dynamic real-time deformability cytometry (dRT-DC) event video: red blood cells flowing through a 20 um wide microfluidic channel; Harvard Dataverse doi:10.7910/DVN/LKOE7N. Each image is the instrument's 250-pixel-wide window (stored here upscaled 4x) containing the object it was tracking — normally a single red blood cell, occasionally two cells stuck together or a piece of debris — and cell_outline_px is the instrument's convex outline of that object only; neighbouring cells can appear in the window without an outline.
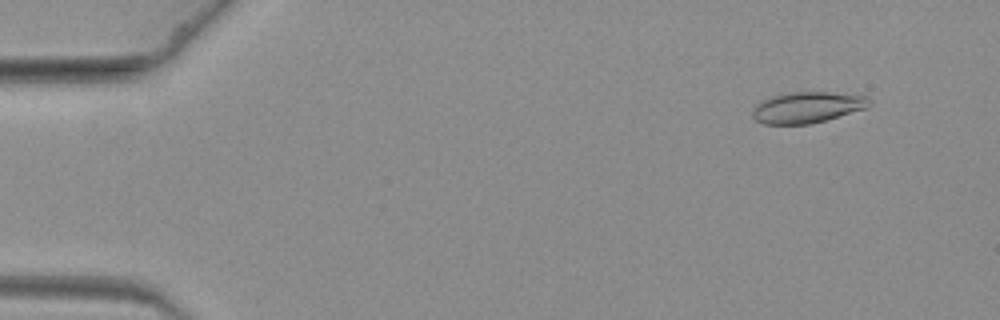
{"species": "common noctule bat (a hibernating species)", "species_latin": "Nyctalus noctula", "temperature_condition": "warm", "stored_images_in_passage": 65, "camera_frame_rate_fps": 3000, "um_per_image_px": 0.085, "animal": {"sex": "female", "body_mass_g": 19.3, "forearm_length_mm": 54.1}, "frame": {"image": 1, "passage_image": 6, "time_ms": 1.667, "image_size_px": [1000, 320], "cell_outline_px": [[872, 104], [868, 108], [812, 124], [764, 124], [756, 120], [752, 116], [752, 112], [756, 104], [760, 100], [772, 96], [788, 92], [828, 92], [868, 96], [872, 100]], "centroid_in_image_um": [68.64, 9.12], "position_along_channel_um": 16.4, "area_um2": 21.44}}
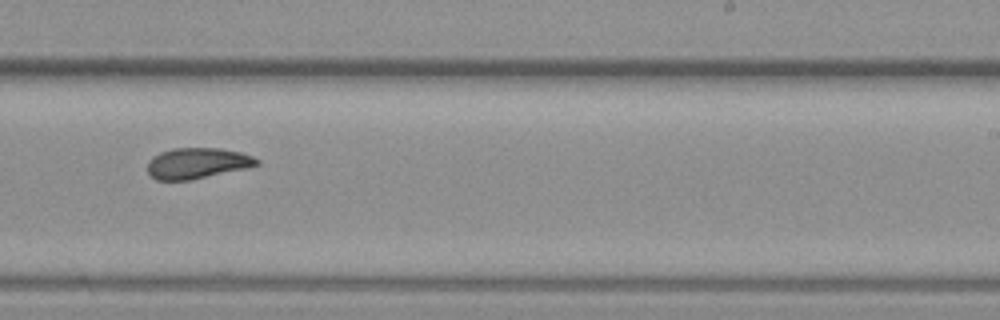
{"frame": {"image": 2, "passage_image": 41, "time_ms": 13.333, "image_size_px": [1000, 320], "cell_outline_px": [[260, 164], [244, 168], [192, 180], [156, 180], [148, 172], [148, 160], [152, 156], [160, 152], [172, 148], [220, 148], [240, 152], [252, 156], [260, 160]], "centroid_in_image_um": [16.74, 13.87], "position_along_channel_um": 272.3, "area_um2": 19.59}}
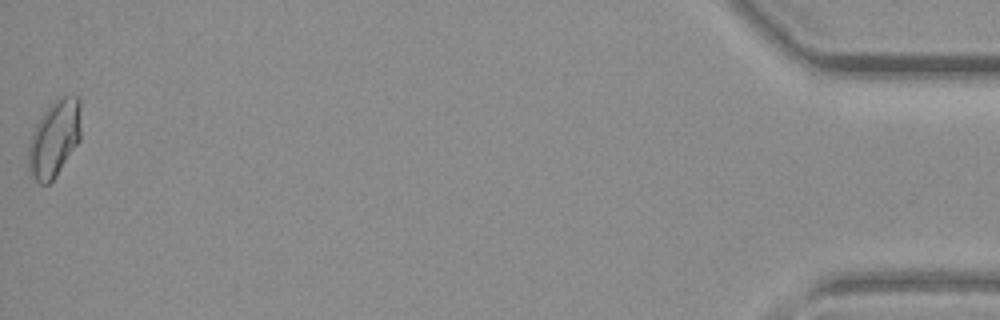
{"frame": {"image": 3, "passage_image": 65, "time_ms": 21.333, "image_size_px": [1000, 320], "cell_outline_px": [[80, 140], [56, 176], [48, 184], [40, 184], [28, 176], [28, 144], [32, 132], [36, 124], [44, 112], [60, 96], [80, 96]], "centroid_in_image_um": [4.6, 11.82], "position_along_channel_um": 430.6, "area_um2": 23.64}}